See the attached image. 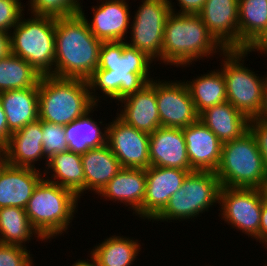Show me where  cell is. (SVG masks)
Segmentation results:
<instances>
[{"label": "cell", "instance_id": "1", "mask_svg": "<svg viewBox=\"0 0 267 266\" xmlns=\"http://www.w3.org/2000/svg\"><path fill=\"white\" fill-rule=\"evenodd\" d=\"M153 63L155 65L144 52L129 46L126 41L103 42L98 68L87 80L93 102L96 105L105 104L103 100L117 103L140 91L155 78L154 69L151 71L155 68Z\"/></svg>", "mask_w": 267, "mask_h": 266}, {"label": "cell", "instance_id": "2", "mask_svg": "<svg viewBox=\"0 0 267 266\" xmlns=\"http://www.w3.org/2000/svg\"><path fill=\"white\" fill-rule=\"evenodd\" d=\"M102 43L80 13L55 18L54 76L87 81L98 68Z\"/></svg>", "mask_w": 267, "mask_h": 266}, {"label": "cell", "instance_id": "3", "mask_svg": "<svg viewBox=\"0 0 267 266\" xmlns=\"http://www.w3.org/2000/svg\"><path fill=\"white\" fill-rule=\"evenodd\" d=\"M224 51L198 14L172 12L168 16L164 25L161 65L186 70L197 61H209L210 57L218 59Z\"/></svg>", "mask_w": 267, "mask_h": 266}, {"label": "cell", "instance_id": "4", "mask_svg": "<svg viewBox=\"0 0 267 266\" xmlns=\"http://www.w3.org/2000/svg\"><path fill=\"white\" fill-rule=\"evenodd\" d=\"M80 202L71 190L43 178L34 189L25 211L32 227L46 243H50L69 232Z\"/></svg>", "mask_w": 267, "mask_h": 266}, {"label": "cell", "instance_id": "5", "mask_svg": "<svg viewBox=\"0 0 267 266\" xmlns=\"http://www.w3.org/2000/svg\"><path fill=\"white\" fill-rule=\"evenodd\" d=\"M39 119L66 126L96 104L86 80L41 76L38 82Z\"/></svg>", "mask_w": 267, "mask_h": 266}, {"label": "cell", "instance_id": "6", "mask_svg": "<svg viewBox=\"0 0 267 266\" xmlns=\"http://www.w3.org/2000/svg\"><path fill=\"white\" fill-rule=\"evenodd\" d=\"M221 187L215 172H190L180 189L170 197L165 208L152 220V225L156 221L165 224L175 221L195 222L196 218L213 210L219 204Z\"/></svg>", "mask_w": 267, "mask_h": 266}, {"label": "cell", "instance_id": "7", "mask_svg": "<svg viewBox=\"0 0 267 266\" xmlns=\"http://www.w3.org/2000/svg\"><path fill=\"white\" fill-rule=\"evenodd\" d=\"M23 14L10 31L11 53L27 61L40 75L54 76L55 18Z\"/></svg>", "mask_w": 267, "mask_h": 266}, {"label": "cell", "instance_id": "8", "mask_svg": "<svg viewBox=\"0 0 267 266\" xmlns=\"http://www.w3.org/2000/svg\"><path fill=\"white\" fill-rule=\"evenodd\" d=\"M215 174L222 187L263 188L267 181L264 161L249 130L241 137L223 143Z\"/></svg>", "mask_w": 267, "mask_h": 266}, {"label": "cell", "instance_id": "9", "mask_svg": "<svg viewBox=\"0 0 267 266\" xmlns=\"http://www.w3.org/2000/svg\"><path fill=\"white\" fill-rule=\"evenodd\" d=\"M248 54L246 49L225 50L218 57L221 61L218 68L224 75L227 101L250 120L260 115L264 75H258L256 72L259 71L245 65L249 60Z\"/></svg>", "mask_w": 267, "mask_h": 266}, {"label": "cell", "instance_id": "10", "mask_svg": "<svg viewBox=\"0 0 267 266\" xmlns=\"http://www.w3.org/2000/svg\"><path fill=\"white\" fill-rule=\"evenodd\" d=\"M134 2H136L134 0ZM131 18L126 43L144 52L155 64L162 63L164 25L172 13L168 0H141ZM130 40H129V39Z\"/></svg>", "mask_w": 267, "mask_h": 266}, {"label": "cell", "instance_id": "11", "mask_svg": "<svg viewBox=\"0 0 267 266\" xmlns=\"http://www.w3.org/2000/svg\"><path fill=\"white\" fill-rule=\"evenodd\" d=\"M264 198L262 189L221 187L218 216L234 228L233 231L236 229L240 234L255 240L259 236Z\"/></svg>", "mask_w": 267, "mask_h": 266}, {"label": "cell", "instance_id": "12", "mask_svg": "<svg viewBox=\"0 0 267 266\" xmlns=\"http://www.w3.org/2000/svg\"><path fill=\"white\" fill-rule=\"evenodd\" d=\"M159 78V79H158ZM156 76V100L162 127L184 128L199 119L185 80Z\"/></svg>", "mask_w": 267, "mask_h": 266}, {"label": "cell", "instance_id": "13", "mask_svg": "<svg viewBox=\"0 0 267 266\" xmlns=\"http://www.w3.org/2000/svg\"><path fill=\"white\" fill-rule=\"evenodd\" d=\"M150 134L126 124L117 115L108 122L107 145L122 168L147 169Z\"/></svg>", "mask_w": 267, "mask_h": 266}, {"label": "cell", "instance_id": "14", "mask_svg": "<svg viewBox=\"0 0 267 266\" xmlns=\"http://www.w3.org/2000/svg\"><path fill=\"white\" fill-rule=\"evenodd\" d=\"M96 1L97 4L91 7L93 14L91 19L83 7L79 12L88 23L92 34L103 42L126 41L132 18L130 10L132 6L129 5V0Z\"/></svg>", "mask_w": 267, "mask_h": 266}, {"label": "cell", "instance_id": "15", "mask_svg": "<svg viewBox=\"0 0 267 266\" xmlns=\"http://www.w3.org/2000/svg\"><path fill=\"white\" fill-rule=\"evenodd\" d=\"M194 170L150 166L145 169L146 190L141 219L151 222L168 204L170 197L180 189L186 176Z\"/></svg>", "mask_w": 267, "mask_h": 266}, {"label": "cell", "instance_id": "16", "mask_svg": "<svg viewBox=\"0 0 267 266\" xmlns=\"http://www.w3.org/2000/svg\"><path fill=\"white\" fill-rule=\"evenodd\" d=\"M198 15L225 50L240 49L239 0H206Z\"/></svg>", "mask_w": 267, "mask_h": 266}, {"label": "cell", "instance_id": "17", "mask_svg": "<svg viewBox=\"0 0 267 266\" xmlns=\"http://www.w3.org/2000/svg\"><path fill=\"white\" fill-rule=\"evenodd\" d=\"M42 138V120L38 119L28 123L20 130L11 133L9 141L2 148V159L14 166L30 167L43 171L47 165V160L44 158Z\"/></svg>", "mask_w": 267, "mask_h": 266}, {"label": "cell", "instance_id": "18", "mask_svg": "<svg viewBox=\"0 0 267 266\" xmlns=\"http://www.w3.org/2000/svg\"><path fill=\"white\" fill-rule=\"evenodd\" d=\"M116 104L120 106L116 109V115L139 131L152 134L161 127L156 100V77L140 91L123 98Z\"/></svg>", "mask_w": 267, "mask_h": 266}, {"label": "cell", "instance_id": "19", "mask_svg": "<svg viewBox=\"0 0 267 266\" xmlns=\"http://www.w3.org/2000/svg\"><path fill=\"white\" fill-rule=\"evenodd\" d=\"M44 178L43 171L20 167L0 160V208L25 209L34 189Z\"/></svg>", "mask_w": 267, "mask_h": 266}, {"label": "cell", "instance_id": "20", "mask_svg": "<svg viewBox=\"0 0 267 266\" xmlns=\"http://www.w3.org/2000/svg\"><path fill=\"white\" fill-rule=\"evenodd\" d=\"M190 166L194 171L215 172L223 143L200 119L182 128Z\"/></svg>", "mask_w": 267, "mask_h": 266}, {"label": "cell", "instance_id": "21", "mask_svg": "<svg viewBox=\"0 0 267 266\" xmlns=\"http://www.w3.org/2000/svg\"><path fill=\"white\" fill-rule=\"evenodd\" d=\"M145 169L122 168L98 194L103 201H111L131 210L132 215L141 219V206L145 197ZM100 196V197H99Z\"/></svg>", "mask_w": 267, "mask_h": 266}, {"label": "cell", "instance_id": "22", "mask_svg": "<svg viewBox=\"0 0 267 266\" xmlns=\"http://www.w3.org/2000/svg\"><path fill=\"white\" fill-rule=\"evenodd\" d=\"M150 166L193 170L182 128L159 127L150 134Z\"/></svg>", "mask_w": 267, "mask_h": 266}, {"label": "cell", "instance_id": "23", "mask_svg": "<svg viewBox=\"0 0 267 266\" xmlns=\"http://www.w3.org/2000/svg\"><path fill=\"white\" fill-rule=\"evenodd\" d=\"M133 238L123 236L120 232L117 235L110 234L100 243H96L91 251L89 249L88 257L97 266H133L136 260H140L138 256L145 245L137 237Z\"/></svg>", "mask_w": 267, "mask_h": 266}, {"label": "cell", "instance_id": "24", "mask_svg": "<svg viewBox=\"0 0 267 266\" xmlns=\"http://www.w3.org/2000/svg\"><path fill=\"white\" fill-rule=\"evenodd\" d=\"M98 107L100 108L102 105H95L85 115L64 126L69 151L83 155L89 149L107 144L108 123L105 122L107 119L103 118V121L101 118L98 121L92 115L98 111Z\"/></svg>", "mask_w": 267, "mask_h": 266}, {"label": "cell", "instance_id": "25", "mask_svg": "<svg viewBox=\"0 0 267 266\" xmlns=\"http://www.w3.org/2000/svg\"><path fill=\"white\" fill-rule=\"evenodd\" d=\"M87 191L98 195L107 183L122 169L118 159L106 144L89 149L81 155Z\"/></svg>", "mask_w": 267, "mask_h": 266}, {"label": "cell", "instance_id": "26", "mask_svg": "<svg viewBox=\"0 0 267 266\" xmlns=\"http://www.w3.org/2000/svg\"><path fill=\"white\" fill-rule=\"evenodd\" d=\"M0 101L11 133L39 119L38 84L1 92Z\"/></svg>", "mask_w": 267, "mask_h": 266}, {"label": "cell", "instance_id": "27", "mask_svg": "<svg viewBox=\"0 0 267 266\" xmlns=\"http://www.w3.org/2000/svg\"><path fill=\"white\" fill-rule=\"evenodd\" d=\"M43 176L46 180L71 190L80 200L85 195V176L80 154L68 150L53 155L47 161Z\"/></svg>", "mask_w": 267, "mask_h": 266}, {"label": "cell", "instance_id": "28", "mask_svg": "<svg viewBox=\"0 0 267 266\" xmlns=\"http://www.w3.org/2000/svg\"><path fill=\"white\" fill-rule=\"evenodd\" d=\"M199 119L222 143L239 138L248 131L249 119L228 101L202 111Z\"/></svg>", "mask_w": 267, "mask_h": 266}, {"label": "cell", "instance_id": "29", "mask_svg": "<svg viewBox=\"0 0 267 266\" xmlns=\"http://www.w3.org/2000/svg\"><path fill=\"white\" fill-rule=\"evenodd\" d=\"M195 77L196 75L189 81L185 79V83L198 114L207 108L227 101L225 79L220 68L207 70V73L203 72Z\"/></svg>", "mask_w": 267, "mask_h": 266}, {"label": "cell", "instance_id": "30", "mask_svg": "<svg viewBox=\"0 0 267 266\" xmlns=\"http://www.w3.org/2000/svg\"><path fill=\"white\" fill-rule=\"evenodd\" d=\"M45 244V240L32 227L25 209L19 207L0 208V243L29 248L31 240Z\"/></svg>", "mask_w": 267, "mask_h": 266}, {"label": "cell", "instance_id": "31", "mask_svg": "<svg viewBox=\"0 0 267 266\" xmlns=\"http://www.w3.org/2000/svg\"><path fill=\"white\" fill-rule=\"evenodd\" d=\"M267 26V0H239L240 49H247Z\"/></svg>", "mask_w": 267, "mask_h": 266}, {"label": "cell", "instance_id": "32", "mask_svg": "<svg viewBox=\"0 0 267 266\" xmlns=\"http://www.w3.org/2000/svg\"><path fill=\"white\" fill-rule=\"evenodd\" d=\"M41 76L27 61L12 53L0 59V93L34 87Z\"/></svg>", "mask_w": 267, "mask_h": 266}, {"label": "cell", "instance_id": "33", "mask_svg": "<svg viewBox=\"0 0 267 266\" xmlns=\"http://www.w3.org/2000/svg\"><path fill=\"white\" fill-rule=\"evenodd\" d=\"M83 0H28L27 13L53 18L68 17L80 12ZM28 6V7H27Z\"/></svg>", "mask_w": 267, "mask_h": 266}, {"label": "cell", "instance_id": "34", "mask_svg": "<svg viewBox=\"0 0 267 266\" xmlns=\"http://www.w3.org/2000/svg\"><path fill=\"white\" fill-rule=\"evenodd\" d=\"M42 146L44 158L48 161L53 155L68 151L63 125L42 121Z\"/></svg>", "mask_w": 267, "mask_h": 266}, {"label": "cell", "instance_id": "35", "mask_svg": "<svg viewBox=\"0 0 267 266\" xmlns=\"http://www.w3.org/2000/svg\"><path fill=\"white\" fill-rule=\"evenodd\" d=\"M29 248L0 243V266H34V254Z\"/></svg>", "mask_w": 267, "mask_h": 266}, {"label": "cell", "instance_id": "36", "mask_svg": "<svg viewBox=\"0 0 267 266\" xmlns=\"http://www.w3.org/2000/svg\"><path fill=\"white\" fill-rule=\"evenodd\" d=\"M24 4L22 0H0V31L10 33L21 16L26 14Z\"/></svg>", "mask_w": 267, "mask_h": 266}, {"label": "cell", "instance_id": "37", "mask_svg": "<svg viewBox=\"0 0 267 266\" xmlns=\"http://www.w3.org/2000/svg\"><path fill=\"white\" fill-rule=\"evenodd\" d=\"M248 130L256 141L267 174V121L258 118L250 119L248 122Z\"/></svg>", "mask_w": 267, "mask_h": 266}, {"label": "cell", "instance_id": "38", "mask_svg": "<svg viewBox=\"0 0 267 266\" xmlns=\"http://www.w3.org/2000/svg\"><path fill=\"white\" fill-rule=\"evenodd\" d=\"M174 1V0H173ZM177 6L172 2V0H168L171 11L176 14H198L206 0H175Z\"/></svg>", "mask_w": 267, "mask_h": 266}, {"label": "cell", "instance_id": "39", "mask_svg": "<svg viewBox=\"0 0 267 266\" xmlns=\"http://www.w3.org/2000/svg\"><path fill=\"white\" fill-rule=\"evenodd\" d=\"M255 241L263 245L262 247L267 251V201L263 199L262 209H261V222L259 227V236Z\"/></svg>", "mask_w": 267, "mask_h": 266}, {"label": "cell", "instance_id": "40", "mask_svg": "<svg viewBox=\"0 0 267 266\" xmlns=\"http://www.w3.org/2000/svg\"><path fill=\"white\" fill-rule=\"evenodd\" d=\"M249 53H254L259 57L261 56L267 57V26L265 30L260 34V36L246 49Z\"/></svg>", "mask_w": 267, "mask_h": 266}, {"label": "cell", "instance_id": "41", "mask_svg": "<svg viewBox=\"0 0 267 266\" xmlns=\"http://www.w3.org/2000/svg\"><path fill=\"white\" fill-rule=\"evenodd\" d=\"M10 136L11 132L8 129L7 118L0 101V147L1 148H3L7 144Z\"/></svg>", "mask_w": 267, "mask_h": 266}, {"label": "cell", "instance_id": "42", "mask_svg": "<svg viewBox=\"0 0 267 266\" xmlns=\"http://www.w3.org/2000/svg\"><path fill=\"white\" fill-rule=\"evenodd\" d=\"M11 54V38L10 33L0 31V59Z\"/></svg>", "mask_w": 267, "mask_h": 266}, {"label": "cell", "instance_id": "43", "mask_svg": "<svg viewBox=\"0 0 267 266\" xmlns=\"http://www.w3.org/2000/svg\"><path fill=\"white\" fill-rule=\"evenodd\" d=\"M267 69V67H266ZM258 119L267 121V71L264 74V82H263V103L260 111V115Z\"/></svg>", "mask_w": 267, "mask_h": 266}, {"label": "cell", "instance_id": "44", "mask_svg": "<svg viewBox=\"0 0 267 266\" xmlns=\"http://www.w3.org/2000/svg\"><path fill=\"white\" fill-rule=\"evenodd\" d=\"M72 266H97L91 259L88 258L87 259H77Z\"/></svg>", "mask_w": 267, "mask_h": 266}, {"label": "cell", "instance_id": "45", "mask_svg": "<svg viewBox=\"0 0 267 266\" xmlns=\"http://www.w3.org/2000/svg\"><path fill=\"white\" fill-rule=\"evenodd\" d=\"M262 190L264 192L265 200L267 201V181L264 183Z\"/></svg>", "mask_w": 267, "mask_h": 266}, {"label": "cell", "instance_id": "46", "mask_svg": "<svg viewBox=\"0 0 267 266\" xmlns=\"http://www.w3.org/2000/svg\"><path fill=\"white\" fill-rule=\"evenodd\" d=\"M2 159V148L0 147V160Z\"/></svg>", "mask_w": 267, "mask_h": 266}]
</instances>
